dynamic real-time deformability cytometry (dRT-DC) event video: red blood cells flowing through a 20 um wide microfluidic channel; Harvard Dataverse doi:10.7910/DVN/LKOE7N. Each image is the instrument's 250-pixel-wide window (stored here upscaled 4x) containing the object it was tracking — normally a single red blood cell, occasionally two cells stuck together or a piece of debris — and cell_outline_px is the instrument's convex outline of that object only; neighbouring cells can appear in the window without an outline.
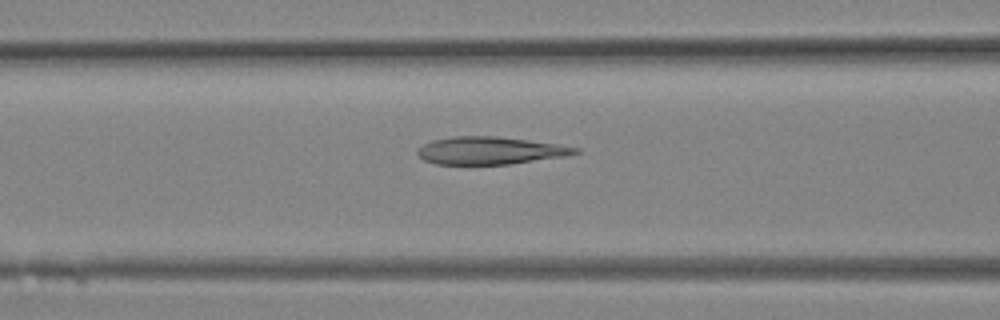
{"species": "Egyptian fruit bat (a non-hibernating species)", "species_latin": "Rousettus aegyptiacus", "temperature_condition": "room temperature", "stored_images_in_passage": 15, "camera_frame_rate_fps": 3000, "um_per_image_px": 0.085, "animal": {"sex": "female"}, "frame": {"image": 1, "passage_image": 11, "time_ms": 3.333, "image_size_px": [1000, 320], "cell_outline_px": [[580, 152], [568, 156], [508, 164], [436, 164], [424, 160], [416, 152], [424, 144], [432, 140], [452, 136], [496, 136], [528, 140], [556, 144], [580, 148]], "centroid_in_image_um": [41.67, 12.79], "position_along_channel_um": 124.9, "area_um2": 25.2}}
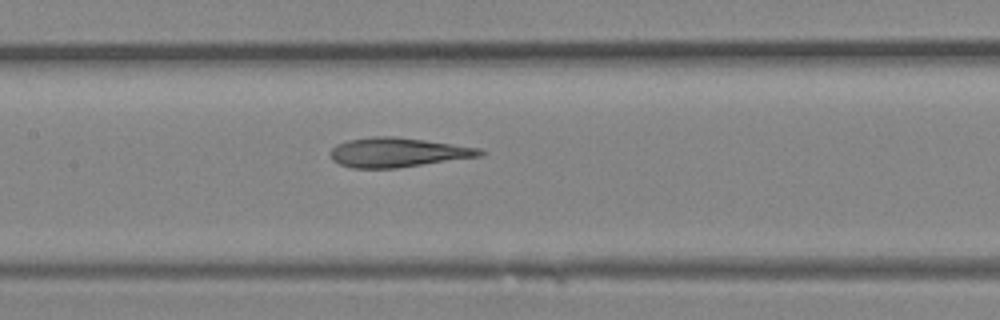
{"frame": {"image": 2, "passage_image": 13, "time_ms": 4.0, "image_size_px": [1000, 320], "cell_outline_px": [[484, 156], [396, 168], [352, 168], [340, 164], [332, 160], [332, 148], [336, 144], [348, 140], [372, 136], [396, 136], [480, 148], [484, 152]], "centroid_in_image_um": [33.82, 12.95], "position_along_channel_um": 173.6, "area_um2": 25.61}}
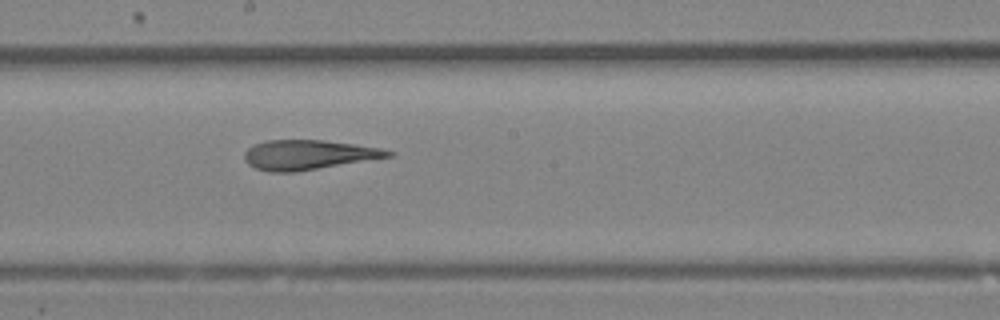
{"frame": {"image": 3, "passage_image": 15, "time_ms": 4.667, "image_size_px": [1000, 320], "cell_outline_px": [[396, 152], [392, 156], [296, 172], [272, 172], [256, 168], [248, 164], [244, 160], [244, 152], [248, 148], [256, 144], [268, 140], [324, 140], [356, 144], [380, 148]], "centroid_in_image_um": [26.21, 13.15], "position_along_channel_um": 222.0, "area_um2": 24.74}}